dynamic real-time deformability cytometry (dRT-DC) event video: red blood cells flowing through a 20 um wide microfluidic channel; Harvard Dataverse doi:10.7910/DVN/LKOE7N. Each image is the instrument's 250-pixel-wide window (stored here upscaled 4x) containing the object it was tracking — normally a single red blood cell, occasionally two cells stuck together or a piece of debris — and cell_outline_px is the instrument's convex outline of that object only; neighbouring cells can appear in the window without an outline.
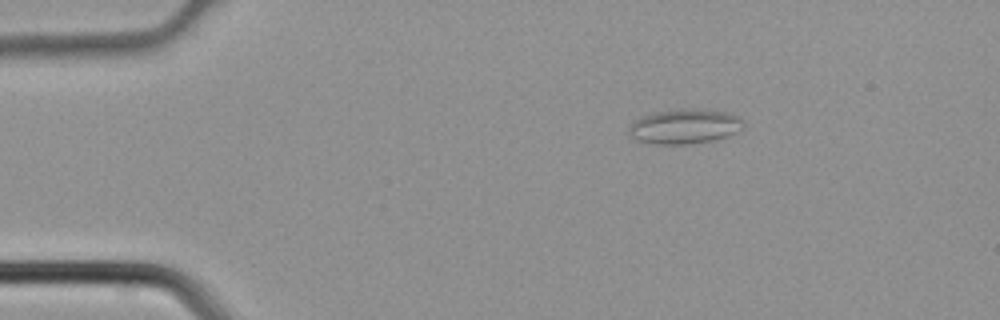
{"species": "common noctule bat (a hibernating species)", "species_latin": "Nyctalus noctula", "temperature_condition": "cold", "stored_images_in_passage": 3, "camera_frame_rate_fps": 3000, "um_per_image_px": 0.085, "animal": {"sex": "male", "body_mass_g": 21.5, "forearm_length_mm": 52.0}, "frame": {"image": 1, "passage_image": 1, "time_ms": 0.0, "image_size_px": [1000, 320], "cell_outline_px": [[744, 124], [736, 132], [728, 136], [716, 140], [688, 144], [656, 144], [636, 140], [628, 132], [628, 128], [636, 120], [644, 116], [656, 112], [680, 108], [688, 108], [724, 112], [736, 116]], "centroid_in_image_um": [58.17, 10.76], "position_along_channel_um": 26.8, "area_um2": 22.89}}